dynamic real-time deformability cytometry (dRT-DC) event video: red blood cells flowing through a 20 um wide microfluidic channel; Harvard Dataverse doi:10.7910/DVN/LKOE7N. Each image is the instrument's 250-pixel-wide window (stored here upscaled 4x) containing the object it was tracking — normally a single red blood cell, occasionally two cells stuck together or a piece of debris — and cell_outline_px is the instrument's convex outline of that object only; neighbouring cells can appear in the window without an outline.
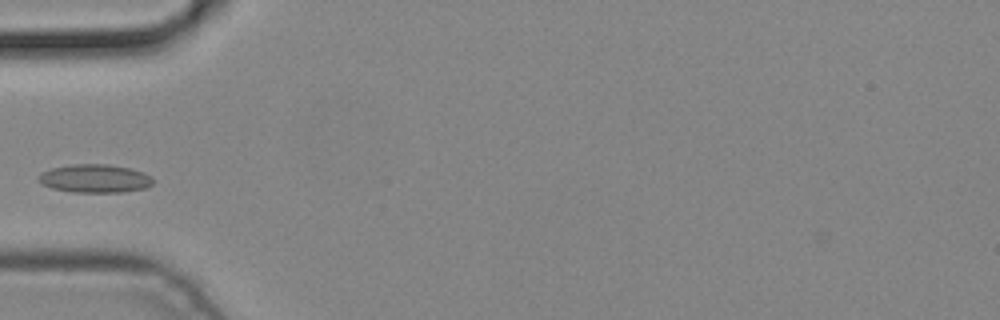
{"species": "common noctule bat (a hibernating species)", "species_latin": "Nyctalus noctula", "temperature_condition": "cold", "stored_images_in_passage": 2, "camera_frame_rate_fps": 3000, "um_per_image_px": 0.085, "animal": {"sex": "male", "body_mass_g": 19.2, "forearm_length_mm": 51.8}, "frame": {"image": 1, "passage_image": 2, "time_ms": 0.333, "image_size_px": [1000, 320], "cell_outline_px": [[152, 184], [144, 188], [124, 192], [72, 192], [52, 188], [40, 184], [36, 180], [36, 176], [40, 172], [52, 168], [72, 164], [108, 164], [128, 168], [144, 172], [152, 176]], "centroid_in_image_um": [8.0, 15.17], "position_along_channel_um": 77.0, "area_um2": 19.07}}